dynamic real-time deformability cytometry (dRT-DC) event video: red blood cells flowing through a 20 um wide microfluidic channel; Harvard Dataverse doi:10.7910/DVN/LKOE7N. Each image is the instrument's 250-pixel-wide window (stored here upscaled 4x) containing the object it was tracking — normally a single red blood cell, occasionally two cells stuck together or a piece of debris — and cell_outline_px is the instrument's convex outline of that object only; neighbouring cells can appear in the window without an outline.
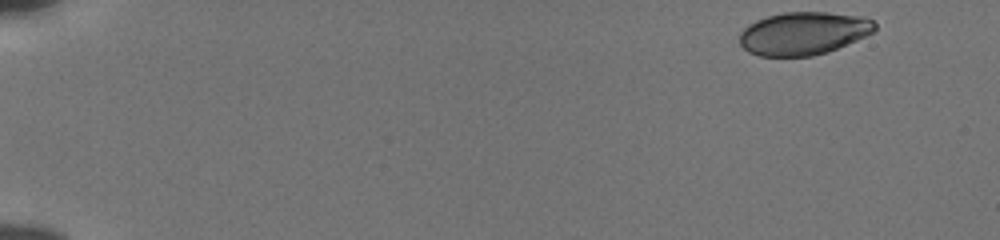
{"species": "human", "species_latin": "Homo sapiens", "temperature_condition": "cold", "stored_images_in_passage": 51, "camera_frame_rate_fps": 3000, "um_per_image_px": 0.085, "donor": {"sex": "male"}, "frame": {"image": 1, "passage_image": 1, "time_ms": 0.0, "image_size_px": [1000, 240], "cell_outline_px": [[876, 28], [872, 32], [856, 40], [828, 52], [812, 56], [760, 56], [748, 52], [740, 44], [740, 32], [748, 24], [756, 20], [768, 16], [784, 12], [828, 12], [864, 16], [872, 20], [876, 24]], "centroid_in_image_um": [68.29, 2.83], "position_along_channel_um": 16.7, "area_um2": 33.87}}
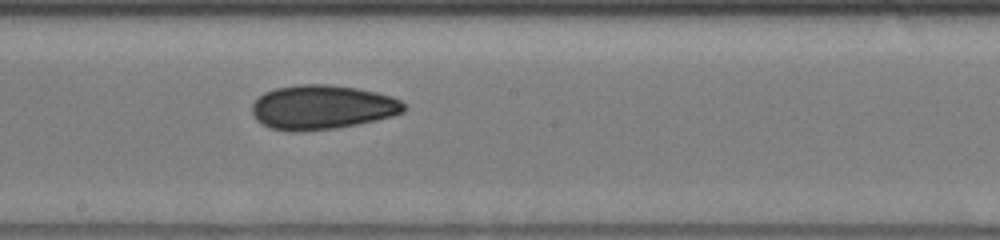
{"frame": {"image": 2, "passage_image": 29, "time_ms": 9.333, "image_size_px": [1000, 240], "cell_outline_px": [[404, 112], [392, 116], [376, 120], [336, 128], [292, 132], [288, 132], [268, 128], [256, 120], [252, 112], [252, 104], [264, 92], [276, 88], [300, 84], [328, 84], [356, 88], [376, 92], [392, 96], [400, 100], [404, 104]], "centroid_in_image_um": [27.36, 9.12], "position_along_channel_um": 220.8, "area_um2": 39.3}}
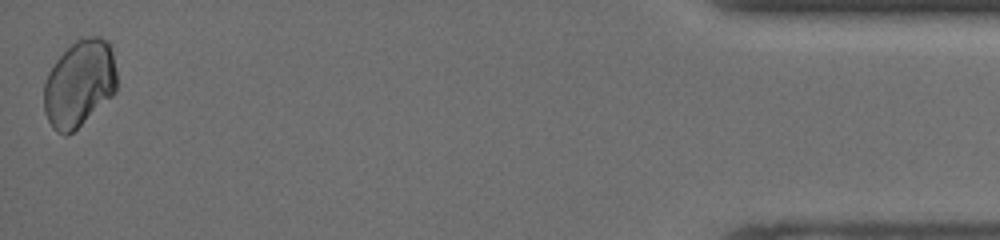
{"frame": {"image": 3, "passage_image": 51, "time_ms": 16.667, "image_size_px": [1000, 240], "cell_outline_px": [[116, 92], [112, 96], [68, 136], [64, 136], [56, 132], [52, 128], [44, 112], [44, 84], [48, 72], [56, 60], [76, 40], [92, 36], [100, 36], [108, 40], [112, 48], [116, 72]], "centroid_in_image_um": [6.74, 7.11], "position_along_channel_um": 428.5, "area_um2": 36.99}, "authors_computed_cell_mechanics": {"area_um2": 37.0498, "velocity_mm_per_s": 3.8406, "shape_relaxation_time_tau1_ms": 7.1737, "shape_relaxation_time_tau2_ms": null, "deformation_change_tau1": 0.086, "deformation_change_tau2": null}}